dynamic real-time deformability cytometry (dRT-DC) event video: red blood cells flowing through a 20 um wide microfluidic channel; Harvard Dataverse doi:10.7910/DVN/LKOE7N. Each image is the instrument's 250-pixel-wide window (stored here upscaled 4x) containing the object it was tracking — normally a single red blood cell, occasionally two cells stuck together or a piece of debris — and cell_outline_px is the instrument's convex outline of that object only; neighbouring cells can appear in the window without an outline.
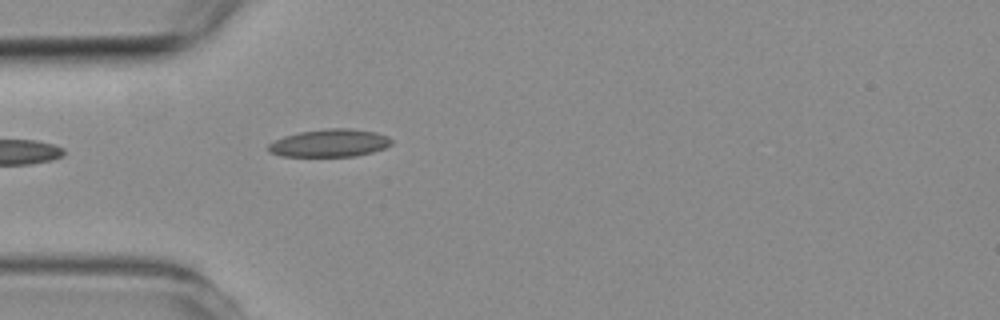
{"species": "common noctule bat (a hibernating species)", "species_latin": "Nyctalus noctula", "temperature_condition": "room temperature", "stored_images_in_passage": 4, "camera_frame_rate_fps": 3000, "um_per_image_px": 0.085, "animal": {"sex": "female", "body_mass_g": 19.3, "forearm_length_mm": 54.1}, "frame": {"image": 1, "passage_image": 4, "time_ms": 4.667, "image_size_px": [1000, 320], "cell_outline_px": [[392, 144], [384, 148], [372, 152], [356, 156], [280, 156], [268, 152], [268, 144], [284, 136], [300, 132], [328, 128], [352, 128], [376, 132], [388, 136], [392, 140]], "centroid_in_image_um": [28.03, 12.16], "position_along_channel_um": 57.0, "area_um2": 19.94}}